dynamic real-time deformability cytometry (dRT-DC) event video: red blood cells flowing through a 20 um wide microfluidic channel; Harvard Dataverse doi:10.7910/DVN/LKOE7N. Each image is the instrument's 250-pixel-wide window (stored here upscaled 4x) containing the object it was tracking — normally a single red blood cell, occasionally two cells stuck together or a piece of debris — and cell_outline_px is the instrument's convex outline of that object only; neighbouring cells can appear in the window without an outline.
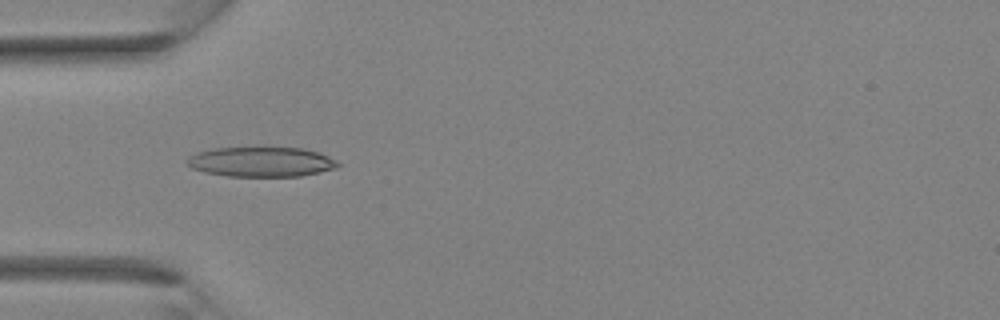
{"species": "Egyptian fruit bat (a non-hibernating species)", "species_latin": "Rousettus aegyptiacus", "temperature_condition": "room temperature", "stored_images_in_passage": 27, "camera_frame_rate_fps": 3000, "um_per_image_px": 0.085, "animal": {"sex": "female"}, "frame": {"image": 1, "passage_image": 3, "time_ms": 0.667, "image_size_px": [1000, 320], "cell_outline_px": [[340, 164], [336, 168], [320, 172], [300, 176], [228, 176], [204, 172], [192, 168], [184, 164], [184, 160], [188, 156], [212, 148], [304, 148], [320, 152], [336, 160]], "centroid_in_image_um": [22.18, 13.76], "position_along_channel_um": 62.8, "area_um2": 26.3}}
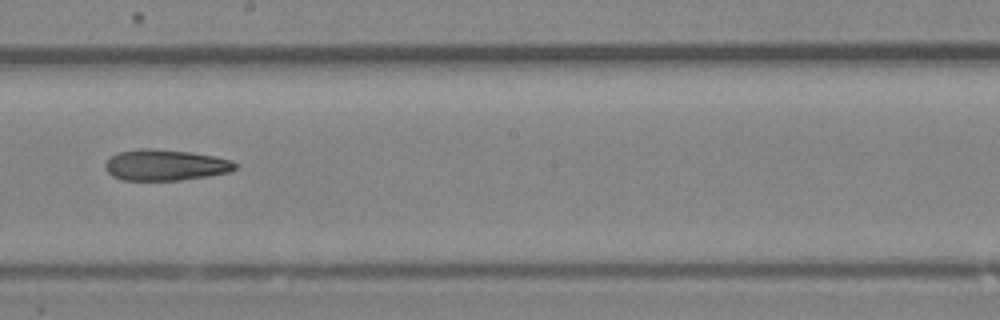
{"frame": {"image": 2, "passage_image": 12, "time_ms": 3.667, "image_size_px": [1000, 320], "cell_outline_px": [[240, 164], [236, 168], [228, 172], [208, 176], [180, 180], [120, 180], [112, 176], [104, 168], [104, 164], [116, 152], [140, 148], [152, 148], [188, 152], [216, 156], [232, 160]], "centroid_in_image_um": [14.05, 14.02], "position_along_channel_um": 234.1, "area_um2": 23.7}}
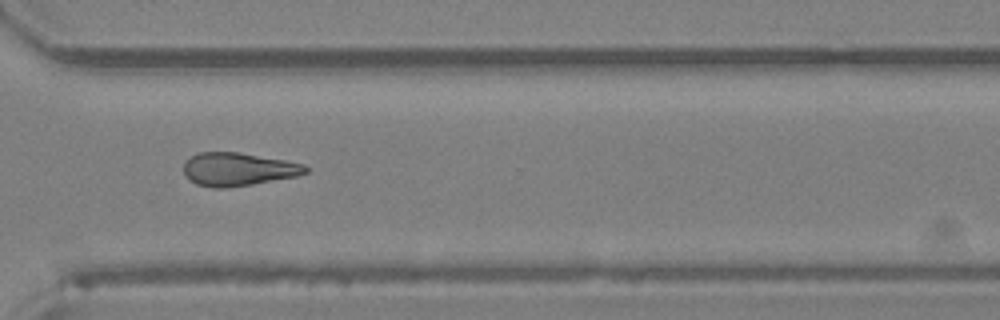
{"frame": {"image": 3, "passage_image": 18, "time_ms": 5.667, "image_size_px": [1000, 320], "cell_outline_px": [[308, 172], [296, 176], [252, 184], [224, 188], [212, 188], [196, 184], [184, 176], [184, 160], [200, 152], [236, 152], [284, 160], [304, 164], [308, 168]], "centroid_in_image_um": [20.2, 14.39], "position_along_channel_um": 350.4, "area_um2": 23.47}}